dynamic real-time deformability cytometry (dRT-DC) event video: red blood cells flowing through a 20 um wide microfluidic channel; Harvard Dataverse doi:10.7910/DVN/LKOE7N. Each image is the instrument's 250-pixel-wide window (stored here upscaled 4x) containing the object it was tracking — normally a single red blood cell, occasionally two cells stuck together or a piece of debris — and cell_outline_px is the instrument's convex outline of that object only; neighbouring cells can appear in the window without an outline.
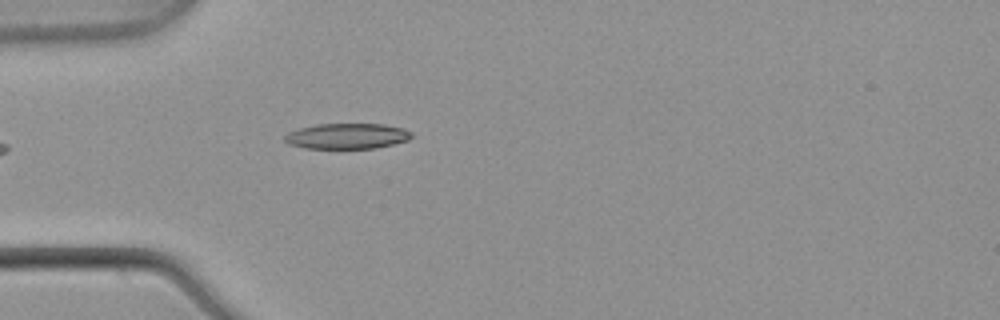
{"species": "common noctule bat (a hibernating species)", "species_latin": "Nyctalus noctula", "temperature_condition": "warm", "stored_images_in_passage": 42, "camera_frame_rate_fps": 3000, "um_per_image_px": 0.085, "animal": {"sex": "male", "body_mass_g": 21.5, "forearm_length_mm": 52.0}, "frame": {"image": 1, "passage_image": 5, "time_ms": 1.333, "image_size_px": [1000, 320], "cell_outline_px": [[412, 136], [408, 140], [376, 148], [304, 148], [288, 144], [284, 140], [284, 136], [288, 132], [300, 128], [316, 124], [384, 124], [404, 128], [412, 132]], "centroid_in_image_um": [29.49, 11.56], "position_along_channel_um": 55.5, "area_um2": 18.9}}
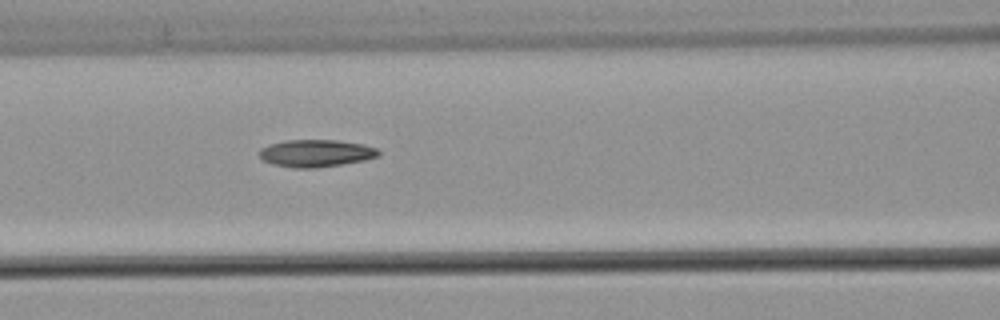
{"frame": {"image": 2, "passage_image": 12, "time_ms": 3.667, "image_size_px": [1000, 320], "cell_outline_px": [[380, 156], [364, 160], [316, 168], [292, 168], [272, 164], [264, 160], [260, 156], [260, 148], [268, 144], [284, 140], [336, 140], [364, 144], [376, 148], [380, 152]], "centroid_in_image_um": [26.84, 13.02], "position_along_channel_um": 139.8, "area_um2": 19.02}}
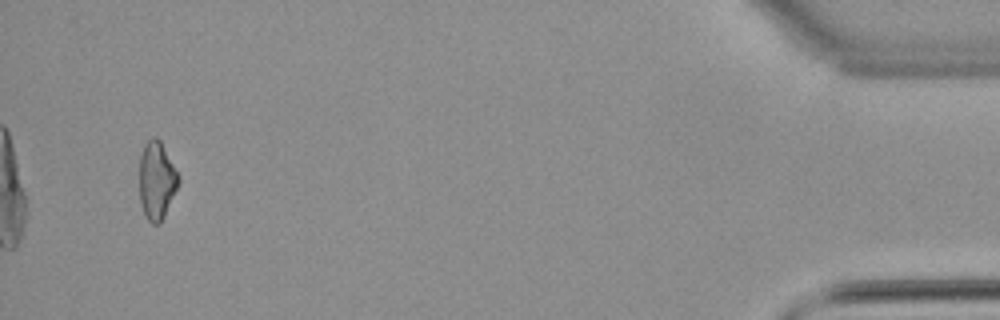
{"frame": {"image": 3, "passage_image": 40, "time_ms": 13.0, "image_size_px": [1000, 320], "cell_outline_px": [[180, 180], [164, 216], [160, 224], [152, 224], [144, 216], [140, 204], [140, 152], [144, 144], [148, 140], [156, 136], [160, 140], [180, 176]], "centroid_in_image_um": [13.3, 15.34], "position_along_channel_um": 421.9, "area_um2": 17.8}, "authors_computed_cell_mechanics": {"area_um2": 18.2937, "velocity_mm_per_s": 3.8959, "shape_relaxation_time_tau1_ms": null, "shape_relaxation_time_tau2_ms": 9.5069, "deformation_change_tau1": null, "deformation_change_tau2": 0.2039}}